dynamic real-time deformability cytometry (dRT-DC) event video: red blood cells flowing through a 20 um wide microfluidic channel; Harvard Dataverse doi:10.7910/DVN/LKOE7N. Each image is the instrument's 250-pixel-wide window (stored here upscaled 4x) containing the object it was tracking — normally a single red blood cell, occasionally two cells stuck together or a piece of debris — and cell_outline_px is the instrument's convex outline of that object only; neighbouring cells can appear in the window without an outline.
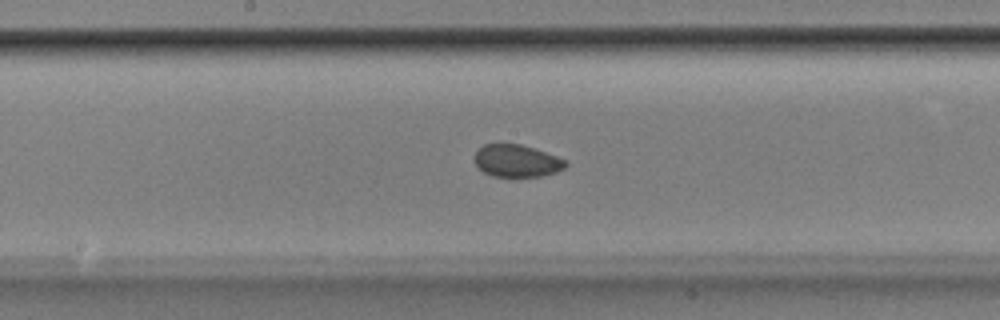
{"species": "Egyptian fruit bat (a non-hibernating species)", "species_latin": "Rousettus aegyptiacus", "temperature_condition": "room temperature", "stored_images_in_passage": 44, "camera_frame_rate_fps": 3000, "um_per_image_px": 0.085, "animal": {"sex": "male"}, "frame": {"image": 1, "passage_image": 19, "time_ms": 6.0, "image_size_px": [1000, 320], "cell_outline_px": [[568, 164], [564, 168], [556, 172], [540, 176], [512, 180], [492, 176], [484, 172], [476, 164], [476, 152], [484, 144], [520, 144], [568, 160]], "centroid_in_image_um": [43.95, 13.73], "position_along_channel_um": 204.3, "area_um2": 17.51}}
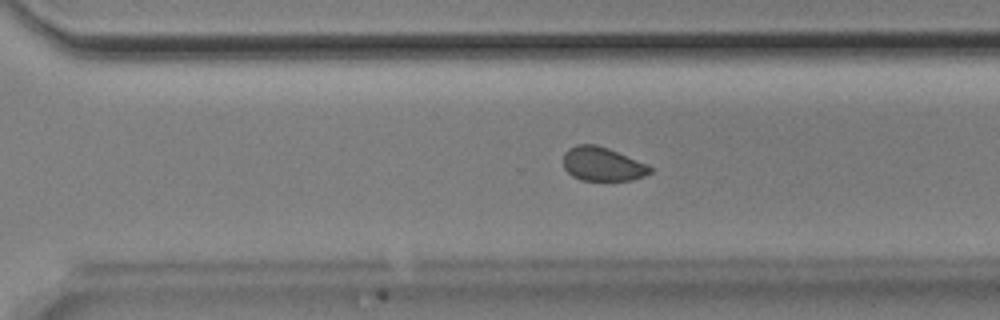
{"frame": {"image": 2, "passage_image": 28, "time_ms": 9.0, "image_size_px": [1000, 320], "cell_outline_px": [[652, 172], [644, 176], [632, 180], [580, 180], [572, 176], [564, 168], [564, 152], [568, 148], [576, 144], [596, 144], [608, 148], [648, 164], [652, 168]], "centroid_in_image_um": [51.21, 13.94], "position_along_channel_um": 319.4, "area_um2": 17.22}}
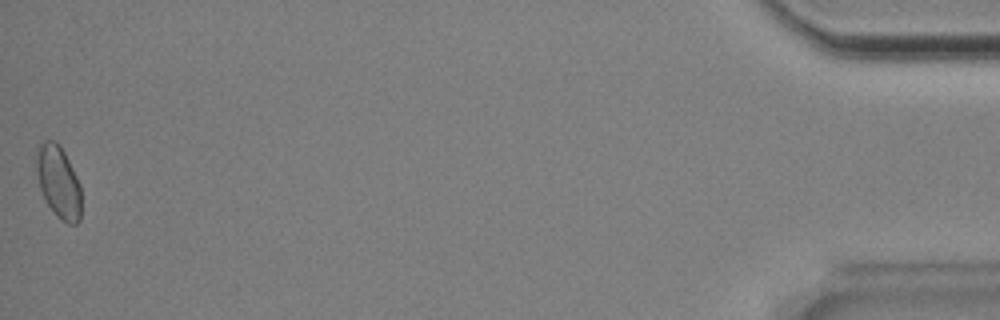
{"frame": {"image": 3, "passage_image": 44, "time_ms": 14.333, "image_size_px": [1000, 320], "cell_outline_px": [[80, 220], [76, 224], [68, 224], [60, 220], [56, 216], [48, 204], [40, 188], [36, 168], [36, 148], [44, 140], [56, 140], [64, 152], [80, 184]], "centroid_in_image_um": [4.96, 15.46], "position_along_channel_um": 430.2, "area_um2": 18.79}, "authors_computed_cell_mechanics": {"area_um2": 18.0047, "velocity_mm_per_s": 3.8484, "shape_relaxation_time_tau1_ms": null, "shape_relaxation_time_tau2_ms": 2.8825, "deformation_change_tau1": null, "deformation_change_tau2": 0.0502}}